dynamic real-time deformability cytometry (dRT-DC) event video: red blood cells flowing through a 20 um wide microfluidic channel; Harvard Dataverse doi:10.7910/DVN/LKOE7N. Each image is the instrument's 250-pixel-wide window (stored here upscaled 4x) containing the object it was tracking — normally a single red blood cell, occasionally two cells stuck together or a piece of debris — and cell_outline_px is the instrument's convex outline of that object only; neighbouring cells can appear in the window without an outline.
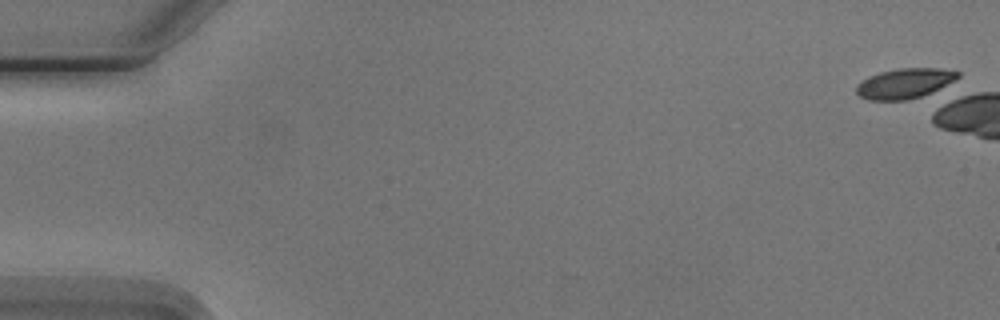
{"species": "Egyptian fruit bat (a non-hibernating species)", "species_latin": "Rousettus aegyptiacus", "temperature_condition": "cold", "stored_images_in_passage": 6, "camera_frame_rate_fps": 3000, "um_per_image_px": 0.085, "animal": {"sex": "male"}, "frame": {"image": 1, "passage_image": 1, "time_ms": 0.0, "image_size_px": [1000, 320], "cell_outline_px": [[960, 76], [920, 96], [908, 100], [868, 100], [860, 96], [856, 92], [856, 84], [880, 72], [900, 68], [940, 68], [960, 72]], "centroid_in_image_um": [76.84, 7.08], "position_along_channel_um": 8.2, "area_um2": 17.22}}